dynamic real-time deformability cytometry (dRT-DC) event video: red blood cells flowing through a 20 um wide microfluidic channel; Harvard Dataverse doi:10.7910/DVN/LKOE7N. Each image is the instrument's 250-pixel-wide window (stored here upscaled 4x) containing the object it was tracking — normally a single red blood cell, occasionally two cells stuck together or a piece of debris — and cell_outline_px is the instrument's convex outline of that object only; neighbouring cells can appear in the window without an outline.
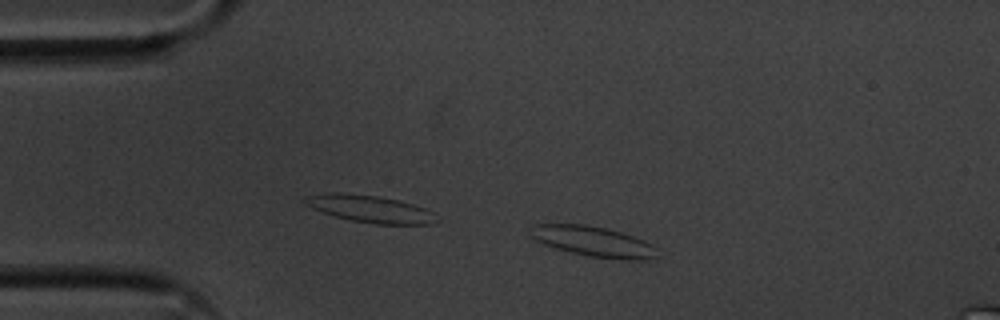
{"species": "common noctule bat (a hibernating species)", "species_latin": "Nyctalus noctula", "temperature_condition": "cold", "stored_images_in_passage": 42, "camera_frame_rate_fps": 3000, "um_per_image_px": 0.085, "animal": {"sex": "male", "body_mass_g": 20.1, "forearm_length_mm": 53.5}, "frame": {"image": 1, "passage_image": 4, "time_ms": 1.0, "image_size_px": [1000, 320], "cell_outline_px": [[656, 260], [620, 260], [588, 256], [556, 248], [544, 244], [528, 236], [532, 224], [584, 224], [608, 228], [644, 240], [652, 244], [656, 248]], "centroid_in_image_um": [50.44, 20.53], "position_along_channel_um": 34.6, "area_um2": 22.66}}
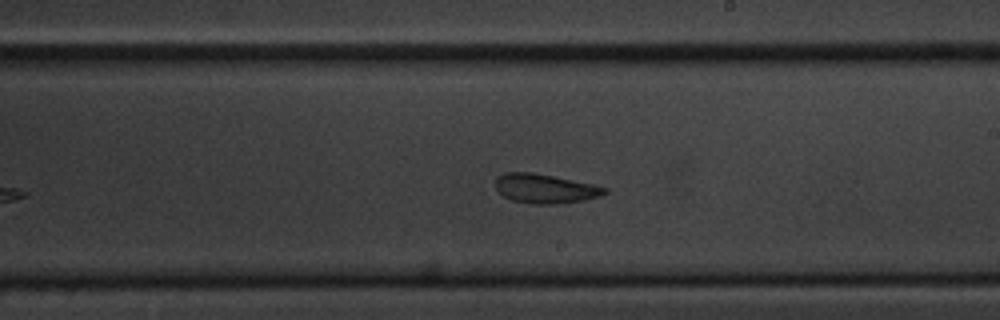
{"frame": {"image": 2, "passage_image": 25, "time_ms": 8.0, "image_size_px": [1000, 320], "cell_outline_px": [[608, 192], [600, 196], [584, 200], [556, 204], [532, 204], [512, 200], [504, 196], [496, 188], [496, 176], [504, 172], [532, 172], [596, 184], [608, 188]], "centroid_in_image_um": [46.36, 16.02], "position_along_channel_um": 242.6, "area_um2": 18.79}}
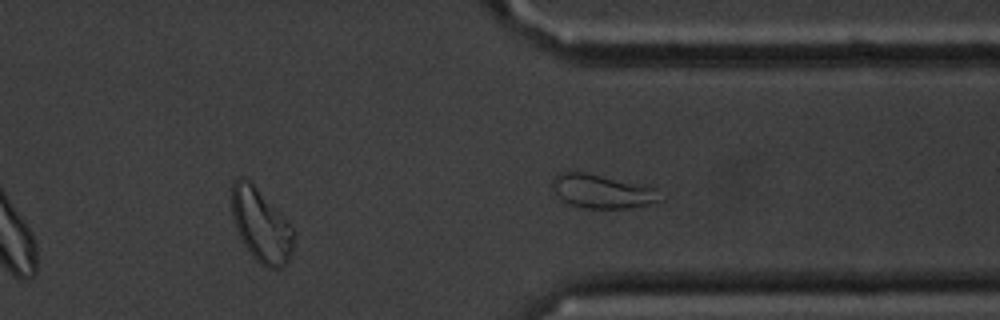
{"frame": {"image": 3, "passage_image": 35, "time_ms": 11.333, "image_size_px": [1000, 320], "cell_outline_px": [[296, 236], [292, 252], [288, 260], [280, 268], [268, 268], [260, 264], [252, 256], [244, 244], [236, 228], [232, 216], [232, 184], [240, 176], [244, 176], [288, 220]], "centroid_in_image_um": [22.21, 19.17], "position_along_channel_um": 389.2, "area_um2": 26.24}, "authors_computed_cell_mechanics": {"area_um2": 19.941, "velocity_mm_per_s": 3.5192, "shape_relaxation_time_tau1_ms": 4.4789, "shape_relaxation_time_tau2_ms": 2.2274, "deformation_change_tau1": 0.1135, "deformation_change_tau2": 0.0859}}